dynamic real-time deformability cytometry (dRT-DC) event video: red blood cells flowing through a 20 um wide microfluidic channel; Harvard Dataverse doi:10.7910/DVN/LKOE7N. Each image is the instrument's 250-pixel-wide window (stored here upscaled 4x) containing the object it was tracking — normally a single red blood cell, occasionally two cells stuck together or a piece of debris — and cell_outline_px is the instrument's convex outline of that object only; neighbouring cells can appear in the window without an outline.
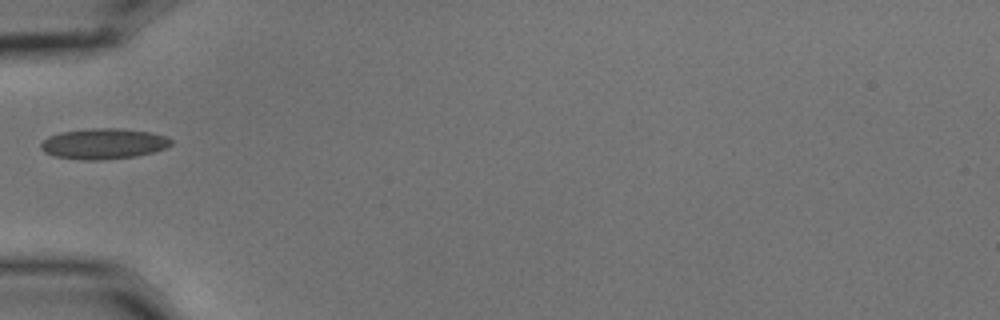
{"species": "common noctule bat (a hibernating species)", "species_latin": "Nyctalus noctula", "temperature_condition": "cold", "stored_images_in_passage": 3, "camera_frame_rate_fps": 3000, "um_per_image_px": 0.085, "animal": {"sex": "male", "body_mass_g": 15.6}, "frame": {"image": 1, "passage_image": 3, "time_ms": 0.667, "image_size_px": [1000, 320], "cell_outline_px": [[172, 144], [164, 148], [152, 152], [136, 156], [100, 160], [80, 160], [56, 156], [44, 152], [40, 148], [40, 144], [48, 136], [60, 132], [92, 128], [120, 128], [152, 132], [164, 136], [172, 140]], "centroid_in_image_um": [8.78, 12.21], "position_along_channel_um": 76.2, "area_um2": 23.24}}